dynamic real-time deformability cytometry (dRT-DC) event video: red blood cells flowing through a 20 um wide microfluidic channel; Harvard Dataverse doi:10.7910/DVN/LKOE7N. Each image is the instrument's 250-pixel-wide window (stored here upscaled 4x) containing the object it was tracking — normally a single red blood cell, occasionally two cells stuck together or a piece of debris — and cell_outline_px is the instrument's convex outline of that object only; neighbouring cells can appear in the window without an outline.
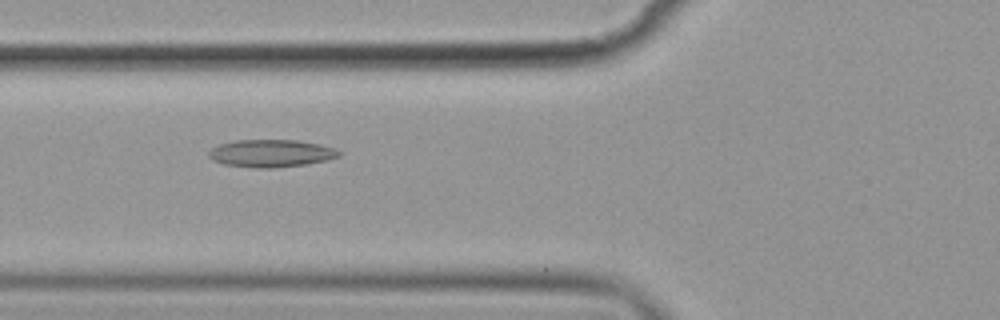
{"species": "common noctule bat (a hibernating species)", "species_latin": "Nyctalus noctula", "temperature_condition": "cold", "stored_images_in_passage": 3, "camera_frame_rate_fps": 3000, "um_per_image_px": 0.085, "animal": {"sex": "female", "body_mass_g": 19.9}, "frame": {"image": 1, "passage_image": 2, "time_ms": 1.333, "image_size_px": [1000, 320], "cell_outline_px": [[340, 156], [328, 160], [304, 164], [272, 168], [260, 168], [224, 164], [212, 160], [208, 156], [208, 152], [212, 148], [220, 144], [236, 140], [296, 140], [320, 144], [332, 148], [340, 152]], "centroid_in_image_um": [23.02, 13.03], "position_along_channel_um": 102.8, "area_um2": 20.69}}
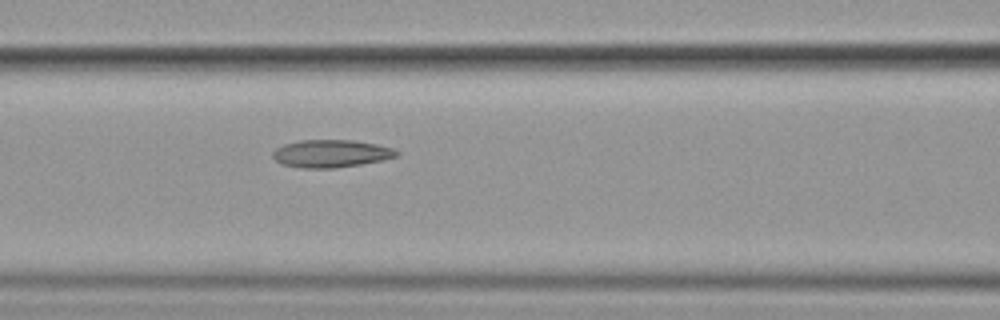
{"frame": {"image": 2, "passage_image": 3, "time_ms": 2.333, "image_size_px": [1000, 320], "cell_outline_px": [[400, 152], [396, 156], [380, 160], [360, 164], [336, 168], [304, 168], [284, 164], [276, 160], [272, 156], [272, 152], [276, 148], [284, 144], [300, 140], [352, 140], [376, 144], [392, 148]], "centroid_in_image_um": [28.12, 13.04], "position_along_channel_um": 138.5, "area_um2": 19.71}}